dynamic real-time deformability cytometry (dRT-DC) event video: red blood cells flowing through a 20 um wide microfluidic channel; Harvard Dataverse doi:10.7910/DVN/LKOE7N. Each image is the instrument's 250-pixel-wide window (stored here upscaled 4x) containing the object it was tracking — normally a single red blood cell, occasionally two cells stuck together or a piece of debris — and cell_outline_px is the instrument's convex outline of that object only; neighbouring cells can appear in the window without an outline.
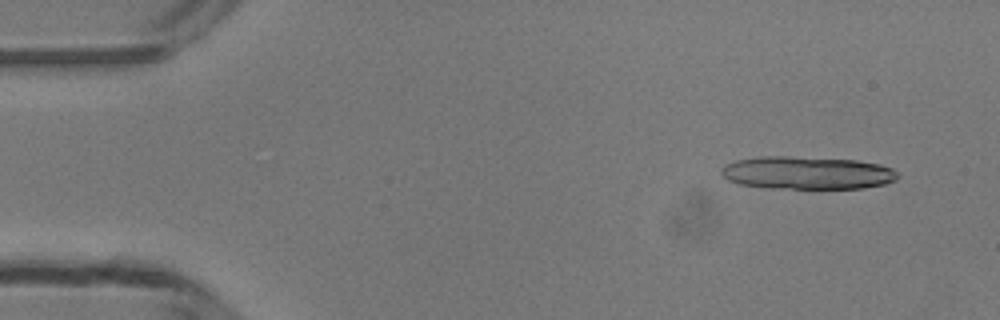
{"species": "common noctule bat (a hibernating species)", "species_latin": "Nyctalus noctula", "temperature_condition": "room temperature", "stored_images_in_passage": 12, "camera_frame_rate_fps": 3000, "um_per_image_px": 0.085, "animal": {"sex": "male", "body_mass_g": 13.3}, "frame": {"image": 1, "passage_image": 1, "time_ms": 0.0, "image_size_px": [1000, 320], "cell_outline_px": [[900, 176], [896, 180], [884, 184], [864, 188], [764, 188], [740, 184], [728, 180], [720, 172], [720, 168], [736, 160], [760, 156], [784, 156], [856, 160], [880, 164], [892, 168]], "centroid_in_image_um": [68.61, 14.69], "position_along_channel_um": 16.4, "area_um2": 33.81}}